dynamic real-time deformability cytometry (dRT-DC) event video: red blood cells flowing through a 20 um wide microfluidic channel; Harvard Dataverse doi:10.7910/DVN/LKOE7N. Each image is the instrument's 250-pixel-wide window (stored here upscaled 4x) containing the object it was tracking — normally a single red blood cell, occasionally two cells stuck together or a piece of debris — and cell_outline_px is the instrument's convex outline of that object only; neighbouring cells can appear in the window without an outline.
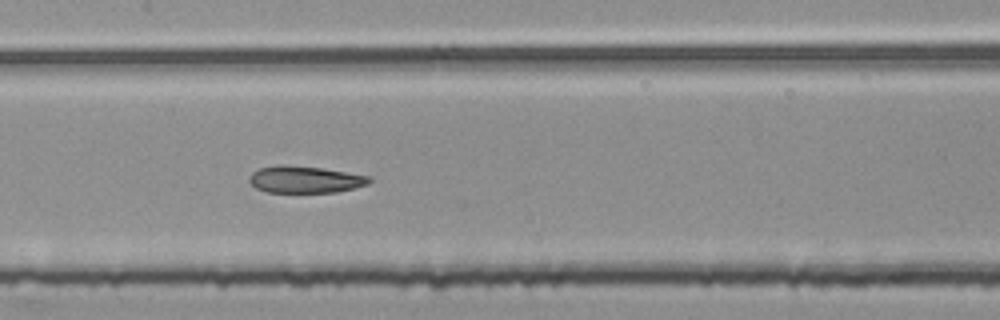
{"species": "common noctule bat (a hibernating species)", "species_latin": "Nyctalus noctula", "temperature_condition": "room temperature", "stored_images_in_passage": 54, "segment_of_instrument_passage": [2, 2], "camera_frame_rate_fps": 3000, "um_per_image_px": 0.085, "animal": {"sex": "female", "body_mass_g": 25.1}, "frame": {"image": 1, "passage_image": 27, "time_ms": 8.667, "image_size_px": [1000, 320], "cell_outline_px": [[372, 180], [368, 184], [356, 188], [336, 192], [264, 192], [256, 188], [248, 180], [252, 172], [260, 168], [324, 168], [372, 176]], "centroid_in_image_um": [26.04, 15.31], "position_along_channel_um": 181.4, "area_um2": 18.09}}
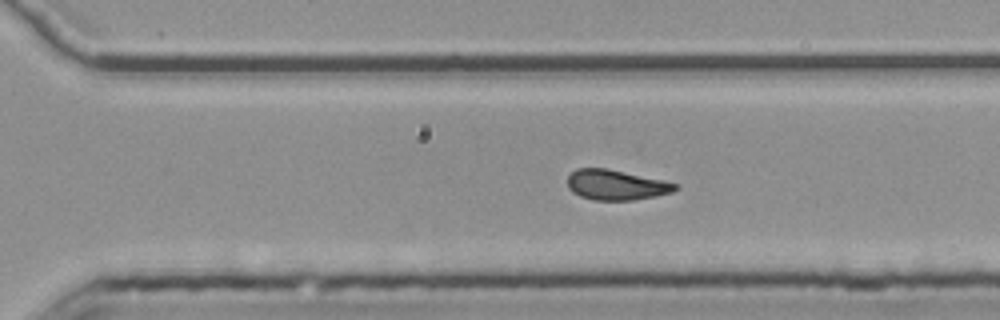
{"frame": {"image": 2, "passage_image": 38, "time_ms": 12.333, "image_size_px": [1000, 320], "cell_outline_px": [[680, 188], [672, 192], [656, 196], [632, 200], [596, 200], [580, 196], [572, 192], [568, 188], [568, 176], [576, 168], [608, 168], [664, 180], [680, 184]], "centroid_in_image_um": [52.4, 15.71], "position_along_channel_um": 318.2, "area_um2": 19.13}}
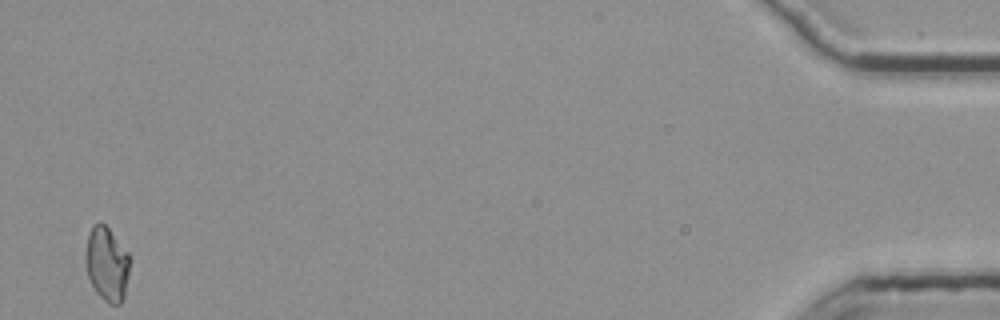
{"frame": {"image": 3, "passage_image": 54, "time_ms": 17.667, "image_size_px": [1000, 320], "cell_outline_px": [[132, 260], [124, 296], [120, 304], [108, 304], [96, 292], [88, 276], [84, 260], [84, 256], [88, 236], [92, 224], [100, 220], [108, 228], [128, 252]], "centroid_in_image_um": [9.09, 22.42], "position_along_channel_um": 426.1, "area_um2": 19.48}}